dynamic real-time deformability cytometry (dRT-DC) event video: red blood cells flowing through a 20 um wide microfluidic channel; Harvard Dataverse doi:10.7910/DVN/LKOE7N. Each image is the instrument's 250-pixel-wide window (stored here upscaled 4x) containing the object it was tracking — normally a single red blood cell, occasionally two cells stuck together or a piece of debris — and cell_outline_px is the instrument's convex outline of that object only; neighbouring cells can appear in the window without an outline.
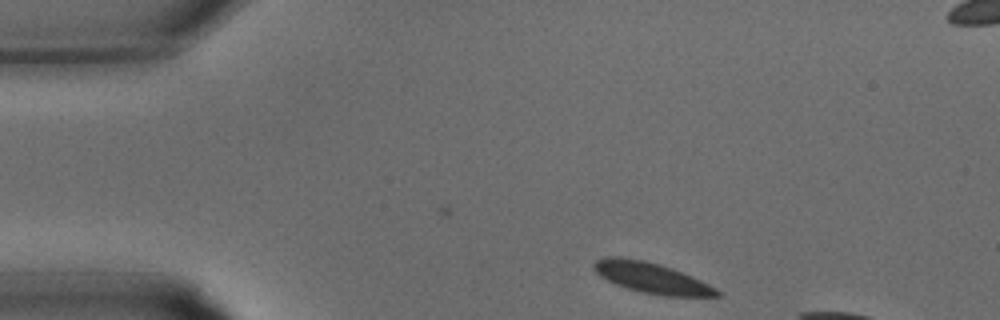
{"species": "common noctule bat (a hibernating species)", "species_latin": "Nyctalus noctula", "temperature_condition": "warm", "stored_images_in_passage": 5, "camera_frame_rate_fps": 3000, "um_per_image_px": 0.085, "animal": {"sex": "male", "body_mass_g": 15.6}, "frame": {"image": 1, "passage_image": 1, "time_ms": 0.0, "image_size_px": [1000, 320], "cell_outline_px": [[724, 296], [664, 296], [644, 292], [628, 288], [616, 284], [600, 276], [592, 268], [592, 264], [596, 260], [608, 256], [620, 256], [644, 260], [660, 264], [672, 268], [692, 276], [716, 288]], "centroid_in_image_um": [55.37, 23.6], "position_along_channel_um": 29.6, "area_um2": 21.91}}